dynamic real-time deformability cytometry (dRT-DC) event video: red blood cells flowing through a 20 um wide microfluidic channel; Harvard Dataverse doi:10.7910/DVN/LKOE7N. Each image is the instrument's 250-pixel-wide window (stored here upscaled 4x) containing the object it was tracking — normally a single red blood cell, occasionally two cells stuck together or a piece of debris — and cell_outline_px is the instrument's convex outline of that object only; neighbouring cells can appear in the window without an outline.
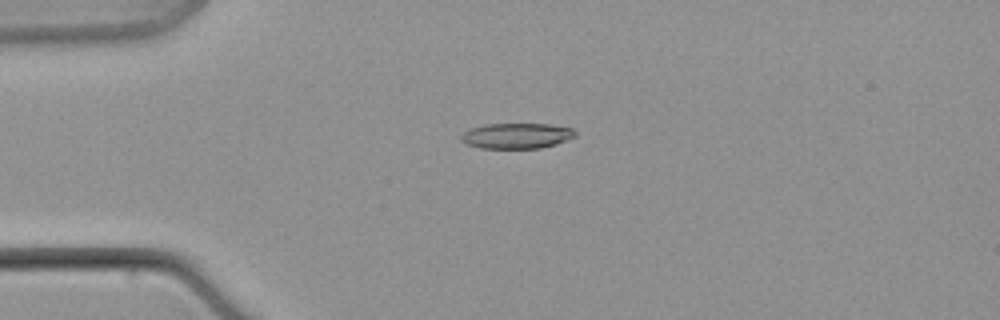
{"species": "common noctule bat (a hibernating species)", "species_latin": "Nyctalus noctula", "temperature_condition": "warm", "stored_images_in_passage": 4, "camera_frame_rate_fps": 3000, "um_per_image_px": 0.085, "animal": {"sex": "male", "body_mass_g": 21.5, "forearm_length_mm": 52.0}, "frame": {"image": 1, "passage_image": 3, "time_ms": 3.333, "image_size_px": [1000, 320], "cell_outline_px": [[576, 136], [556, 144], [540, 148], [480, 148], [468, 144], [460, 140], [460, 136], [468, 128], [488, 124], [548, 124], [572, 128], [576, 132]], "centroid_in_image_um": [43.9, 11.54], "position_along_channel_um": 41.1, "area_um2": 16.94}}